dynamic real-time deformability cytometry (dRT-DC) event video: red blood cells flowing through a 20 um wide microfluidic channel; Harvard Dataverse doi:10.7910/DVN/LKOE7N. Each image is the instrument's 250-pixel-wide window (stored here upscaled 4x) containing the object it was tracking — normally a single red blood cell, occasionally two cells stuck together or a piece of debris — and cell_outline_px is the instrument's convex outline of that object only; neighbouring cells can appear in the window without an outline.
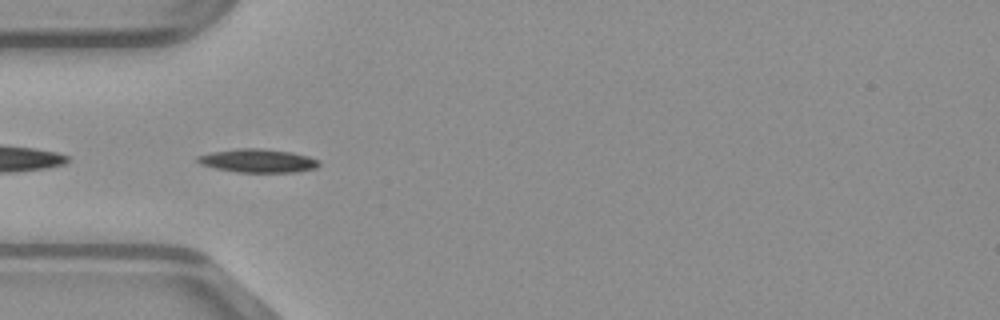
{"species": "common noctule bat (a hibernating species)", "species_latin": "Nyctalus noctula", "temperature_condition": "warm", "stored_images_in_passage": 35, "camera_frame_rate_fps": 3000, "um_per_image_px": 0.085, "animal": {"sex": "male", "body_mass_g": 23.1, "forearm_length_mm": 52.7}, "frame": {"image": 1, "passage_image": 1, "time_ms": 0.0, "image_size_px": [1000, 320], "cell_outline_px": [[320, 164], [316, 168], [296, 172], [236, 172], [212, 168], [200, 164], [196, 160], [196, 156], [212, 152], [240, 148], [256, 148], [292, 152], [308, 156], [320, 160]], "centroid_in_image_um": [21.91, 13.67], "position_along_channel_um": 63.1, "area_um2": 16.7}}